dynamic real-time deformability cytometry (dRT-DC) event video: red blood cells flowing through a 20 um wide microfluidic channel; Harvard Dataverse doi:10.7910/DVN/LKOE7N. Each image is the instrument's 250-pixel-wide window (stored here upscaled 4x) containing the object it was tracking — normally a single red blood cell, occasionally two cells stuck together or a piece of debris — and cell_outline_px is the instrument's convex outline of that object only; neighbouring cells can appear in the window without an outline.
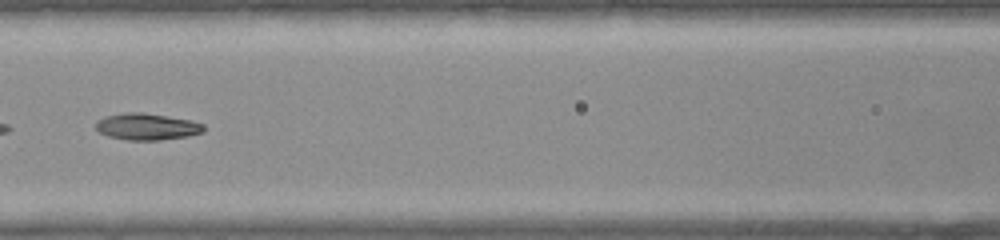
{"species": "common noctule bat (a hibernating species)", "species_latin": "Nyctalus noctula", "temperature_condition": "warm", "stored_images_in_passage": 40, "camera_frame_rate_fps": 3000, "um_per_image_px": 0.085, "animal": {"sex": "female", "body_mass_g": 22.0, "forearm_length_mm": 56.7}, "frame": {"image": 1, "passage_image": 18, "time_ms": 5.667, "image_size_px": [1000, 240], "cell_outline_px": [[204, 132], [188, 136], [160, 140], [128, 140], [108, 136], [100, 132], [96, 128], [96, 120], [104, 116], [128, 112], [144, 112], [192, 120], [204, 124]], "centroid_in_image_um": [12.5, 10.76], "position_along_channel_um": 154.1, "area_um2": 16.88}}
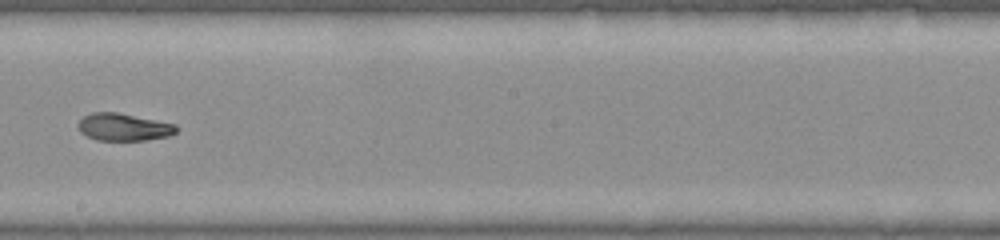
{"frame": {"image": 2, "passage_image": 23, "time_ms": 7.333, "image_size_px": [1000, 240], "cell_outline_px": [[180, 128], [176, 132], [168, 136], [144, 140], [96, 140], [80, 132], [76, 124], [84, 116], [92, 112], [116, 112], [176, 124]], "centroid_in_image_um": [10.5, 10.8], "position_along_channel_um": 237.7, "area_um2": 15.66}}